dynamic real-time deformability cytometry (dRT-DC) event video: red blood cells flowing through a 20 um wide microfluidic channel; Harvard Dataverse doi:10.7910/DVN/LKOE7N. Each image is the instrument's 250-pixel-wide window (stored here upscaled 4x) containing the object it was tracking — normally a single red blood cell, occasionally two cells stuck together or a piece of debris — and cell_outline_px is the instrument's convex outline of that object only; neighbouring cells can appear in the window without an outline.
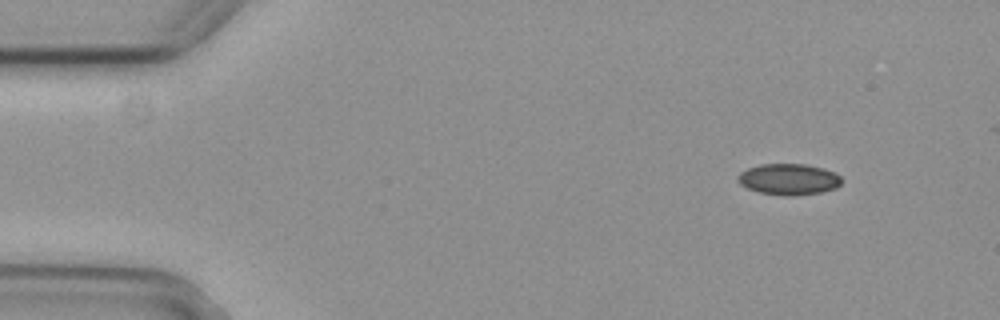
{"species": "common noctule bat (a hibernating species)", "species_latin": "Nyctalus noctula", "temperature_condition": "cold", "stored_images_in_passage": 2, "camera_frame_rate_fps": 3000, "um_per_image_px": 0.085, "animal": {"sex": "female", "body_mass_g": 29.2, "forearm_length_mm": 56.3}, "frame": {"image": 1, "passage_image": 1, "time_ms": 0.0, "image_size_px": [1000, 320], "cell_outline_px": [[840, 184], [836, 188], [820, 192], [792, 196], [788, 196], [760, 192], [748, 188], [740, 184], [736, 180], [736, 176], [740, 172], [748, 168], [760, 164], [804, 164], [824, 168], [836, 172], [840, 176]], "centroid_in_image_um": [67.03, 15.23], "position_along_channel_um": 18.0, "area_um2": 18.84}}
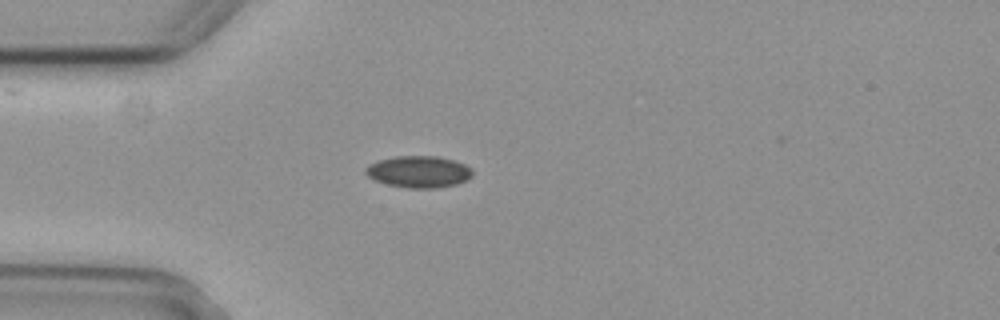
{"frame": {"image": 2, "passage_image": 2, "time_ms": 0.333, "image_size_px": [1000, 320], "cell_outline_px": [[472, 176], [456, 184], [436, 188], [408, 188], [388, 184], [376, 180], [368, 176], [364, 172], [364, 168], [380, 160], [396, 156], [436, 156], [452, 160], [464, 164], [472, 168]], "centroid_in_image_um": [35.6, 14.6], "position_along_channel_um": 49.4, "area_um2": 19.48}}